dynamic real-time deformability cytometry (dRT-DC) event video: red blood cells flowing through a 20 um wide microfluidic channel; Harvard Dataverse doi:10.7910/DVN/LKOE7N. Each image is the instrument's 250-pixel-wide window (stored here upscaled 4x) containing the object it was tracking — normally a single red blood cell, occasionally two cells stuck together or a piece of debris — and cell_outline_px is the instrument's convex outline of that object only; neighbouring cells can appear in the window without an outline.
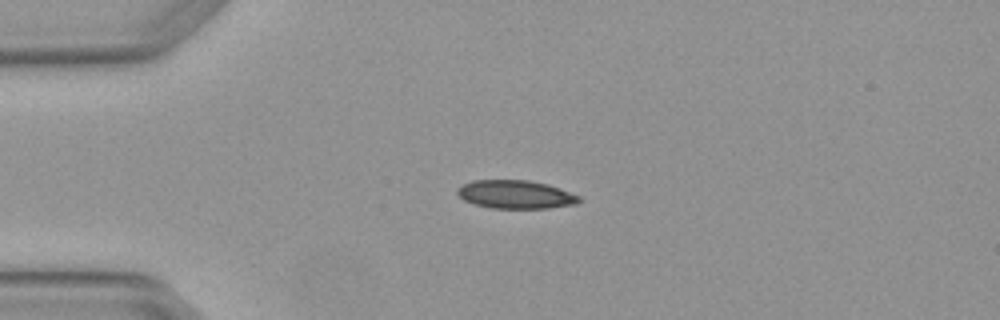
{"species": "Egyptian fruit bat (a non-hibernating species)", "species_latin": "Rousettus aegyptiacus", "temperature_condition": "warm", "stored_images_in_passage": 3, "camera_frame_rate_fps": 3000, "um_per_image_px": 0.085, "animal": {"sex": "female"}, "frame": {"image": 1, "passage_image": 1, "time_ms": 0.0, "image_size_px": [1000, 320], "cell_outline_px": [[580, 200], [576, 204], [548, 208], [492, 208], [476, 204], [464, 200], [456, 192], [456, 188], [472, 180], [528, 180], [548, 184], [560, 188], [580, 196]], "centroid_in_image_um": [43.83, 16.52], "position_along_channel_um": 41.2, "area_um2": 20.06}}
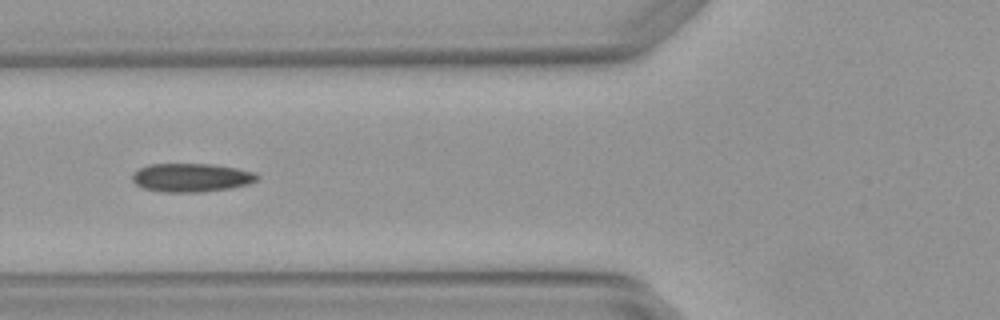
{"frame": {"image": 2, "passage_image": 3, "time_ms": 0.667, "image_size_px": [1000, 320], "cell_outline_px": [[260, 176], [256, 180], [248, 184], [228, 188], [200, 192], [160, 192], [144, 188], [136, 184], [132, 180], [132, 176], [140, 168], [148, 164], [212, 164], [236, 168], [256, 172]], "centroid_in_image_um": [16.27, 15.09], "position_along_channel_um": 109.5, "area_um2": 20.69}}